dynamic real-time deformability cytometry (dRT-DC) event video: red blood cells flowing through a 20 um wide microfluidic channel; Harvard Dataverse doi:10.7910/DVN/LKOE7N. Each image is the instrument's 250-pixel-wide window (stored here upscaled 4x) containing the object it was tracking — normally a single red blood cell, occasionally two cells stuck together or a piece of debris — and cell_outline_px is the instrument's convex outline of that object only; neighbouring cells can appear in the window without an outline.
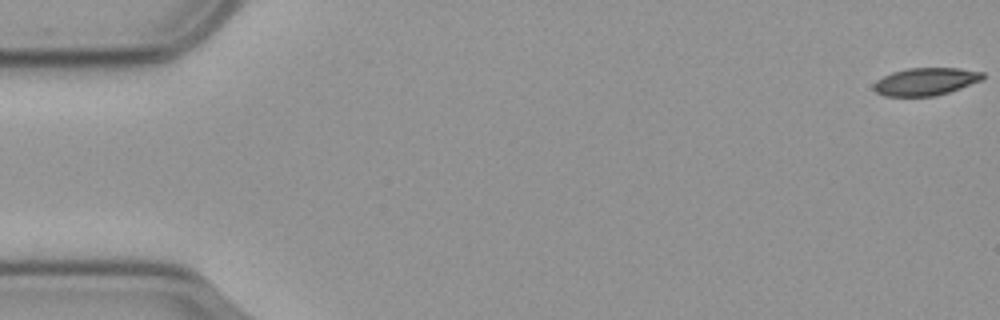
{"species": "common noctule bat (a hibernating species)", "species_latin": "Nyctalus noctula", "temperature_condition": "cold", "stored_images_in_passage": 58, "camera_frame_rate_fps": 3000, "um_per_image_px": 0.085, "animal": {"sex": "male", "body_mass_g": 23.1, "forearm_length_mm": 52.7}, "frame": {"image": 1, "passage_image": 1, "time_ms": 0.0, "image_size_px": [1000, 320], "cell_outline_px": [[984, 80], [936, 96], [884, 96], [876, 92], [872, 88], [872, 84], [876, 80], [892, 72], [908, 68], [960, 68], [984, 72]], "centroid_in_image_um": [78.68, 6.93], "position_along_channel_um": 6.3, "area_um2": 17.69}}
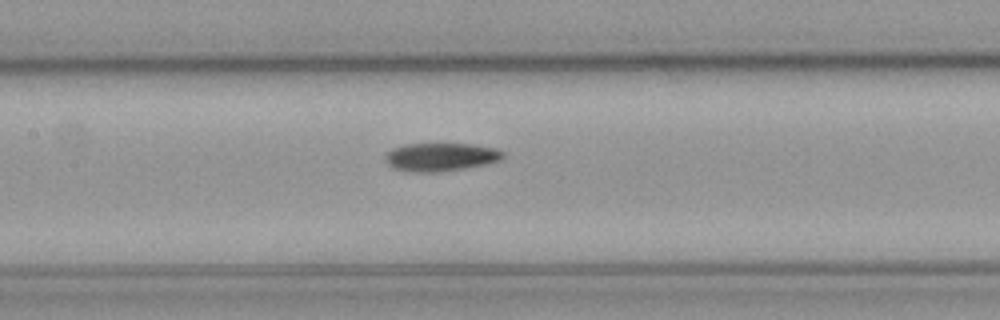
{"frame": {"image": 2, "passage_image": 27, "time_ms": 8.667, "image_size_px": [1000, 320], "cell_outline_px": [[504, 156], [500, 160], [488, 164], [464, 168], [436, 172], [416, 172], [392, 168], [384, 160], [384, 156], [392, 148], [404, 144], [472, 144], [496, 148], [504, 152]], "centroid_in_image_um": [37.46, 13.34], "position_along_channel_um": 169.9, "area_um2": 19.42}}
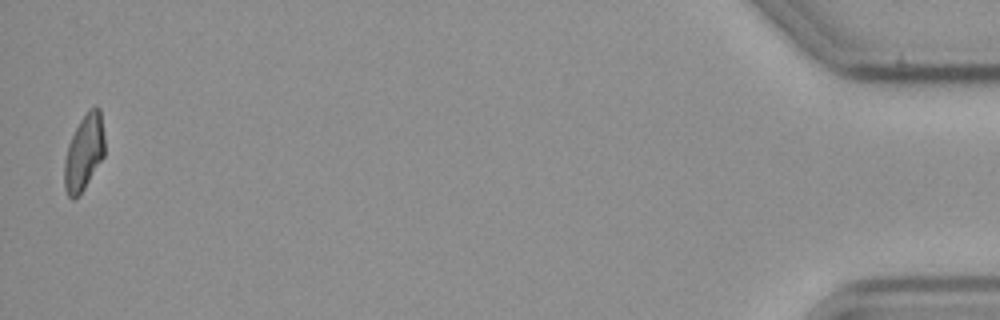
{"frame": {"image": 3, "passage_image": 57, "time_ms": 18.667, "image_size_px": [1000, 320], "cell_outline_px": [[104, 156], [84, 188], [72, 200], [68, 196], [64, 188], [64, 160], [68, 144], [80, 120], [88, 108], [96, 104], [100, 108], [104, 136]], "centroid_in_image_um": [7.14, 12.91], "position_along_channel_um": 428.1, "area_um2": 17.8}}